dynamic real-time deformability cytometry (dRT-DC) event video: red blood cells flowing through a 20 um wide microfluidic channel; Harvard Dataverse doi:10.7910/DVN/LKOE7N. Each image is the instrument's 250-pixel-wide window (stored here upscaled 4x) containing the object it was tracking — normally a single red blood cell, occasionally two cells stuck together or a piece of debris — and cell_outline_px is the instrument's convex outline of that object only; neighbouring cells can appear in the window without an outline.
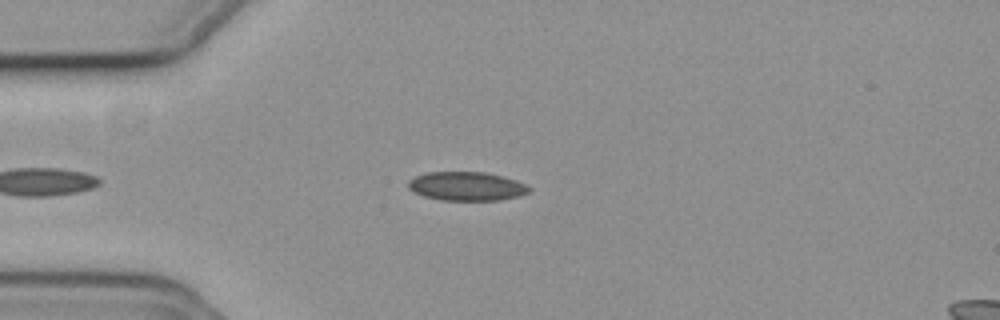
{"species": "common noctule bat (a hibernating species)", "species_latin": "Nyctalus noctula", "temperature_condition": "cold", "stored_images_in_passage": 46, "camera_frame_rate_fps": 3000, "um_per_image_px": 0.085, "animal": {"sex": "female", "body_mass_g": 19.3, "forearm_length_mm": 54.1}, "frame": {"image": 1, "passage_image": 10, "time_ms": 3.0, "image_size_px": [1000, 320], "cell_outline_px": [[532, 192], [520, 196], [500, 200], [440, 200], [424, 196], [408, 188], [408, 180], [416, 176], [428, 172], [484, 172], [504, 176], [516, 180], [532, 188]], "centroid_in_image_um": [39.71, 15.83], "position_along_channel_um": 45.3, "area_um2": 20.4}}
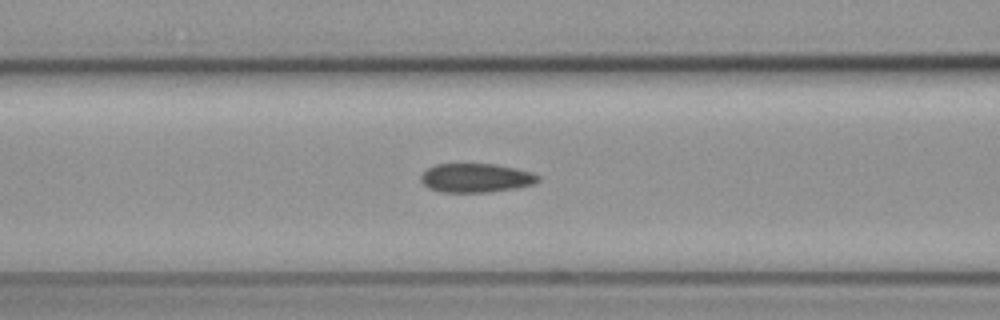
{"frame": {"image": 2, "passage_image": 18, "time_ms": 5.667, "image_size_px": [1000, 320], "cell_outline_px": [[540, 180], [536, 184], [516, 188], [488, 192], [440, 192], [428, 188], [420, 180], [420, 176], [428, 168], [436, 164], [496, 164], [516, 168], [532, 172], [540, 176]], "centroid_in_image_um": [40.48, 15.12], "position_along_channel_um": 126.1, "area_um2": 19.94}}
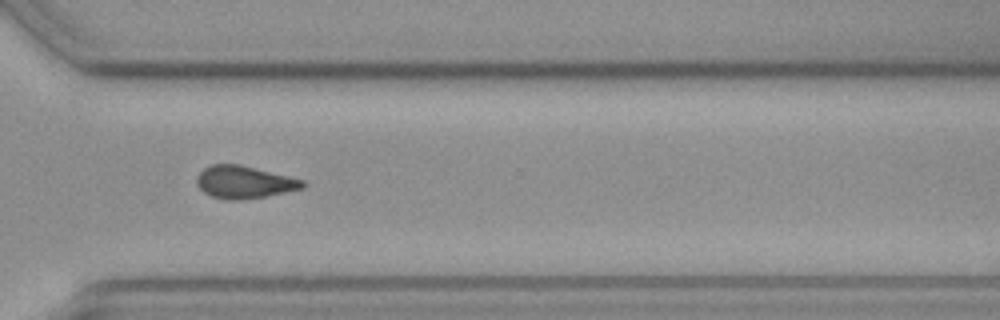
{"frame": {"image": 3, "passage_image": 36, "time_ms": 11.667, "image_size_px": [1000, 320], "cell_outline_px": [[308, 184], [304, 188], [264, 196], [240, 200], [224, 200], [212, 196], [204, 192], [200, 188], [196, 180], [200, 172], [204, 168], [212, 164], [240, 164], [304, 180]], "centroid_in_image_um": [20.77, 15.48], "position_along_channel_um": 349.8, "area_um2": 19.94}, "authors_computed_cell_mechanics": {"area_um2": 20.1722, "velocity_mm_per_s": 3.7306, "shape_relaxation_time_tau1_ms": null, "shape_relaxation_time_tau2_ms": 4.1435, "deformation_change_tau1": null, "deformation_change_tau2": 0.1066}}